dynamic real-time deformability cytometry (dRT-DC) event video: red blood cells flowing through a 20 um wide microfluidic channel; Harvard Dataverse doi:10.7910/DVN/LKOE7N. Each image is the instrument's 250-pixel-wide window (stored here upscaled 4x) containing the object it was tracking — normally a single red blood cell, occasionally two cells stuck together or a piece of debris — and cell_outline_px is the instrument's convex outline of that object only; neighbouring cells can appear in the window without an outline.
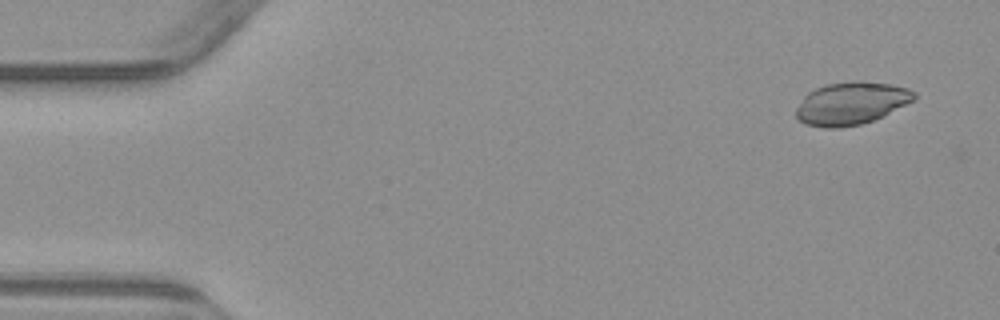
{"species": "common noctule bat (a hibernating species)", "species_latin": "Nyctalus noctula", "temperature_condition": "warm", "stored_images_in_passage": 4, "camera_frame_rate_fps": 3000, "um_per_image_px": 0.085, "animal": {"sex": "male", "body_mass_g": 23.1, "forearm_length_mm": 52.7}, "frame": {"image": 1, "passage_image": 1, "time_ms": 0.0, "image_size_px": [1000, 320], "cell_outline_px": [[916, 100], [872, 120], [860, 124], [840, 128], [824, 128], [804, 124], [796, 116], [796, 108], [804, 96], [808, 92], [824, 84], [856, 80], [860, 80], [892, 84], [908, 88], [916, 92]], "centroid_in_image_um": [72.35, 8.77], "position_along_channel_um": 12.6, "area_um2": 29.54}}